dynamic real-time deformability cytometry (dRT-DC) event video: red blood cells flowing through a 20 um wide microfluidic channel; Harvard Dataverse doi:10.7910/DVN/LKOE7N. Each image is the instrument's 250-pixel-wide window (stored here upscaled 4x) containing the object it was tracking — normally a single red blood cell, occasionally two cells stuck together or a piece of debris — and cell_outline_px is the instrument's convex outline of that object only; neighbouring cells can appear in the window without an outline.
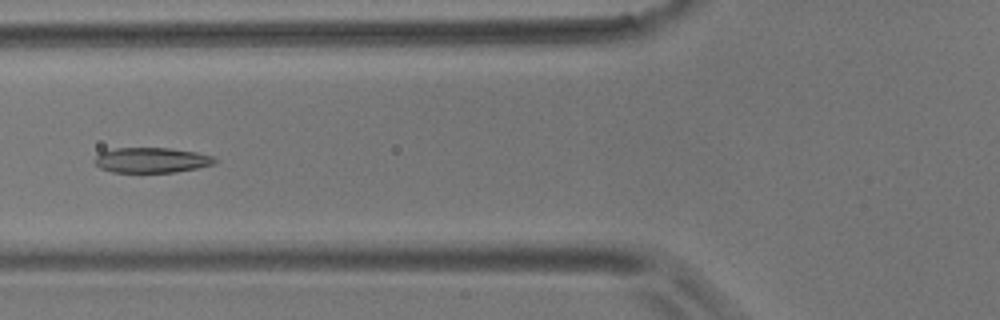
{"species": "common noctule bat (a hibernating species)", "species_latin": "Nyctalus noctula", "temperature_condition": "room temperature", "stored_images_in_passage": 7, "camera_frame_rate_fps": 3000, "um_per_image_px": 0.085, "animal": {"sex": "male", "body_mass_g": 17.9}, "frame": {"image": 1, "passage_image": 7, "time_ms": 7.0, "image_size_px": [1000, 320], "cell_outline_px": [[216, 160], [212, 164], [196, 168], [176, 172], [112, 172], [100, 168], [92, 160], [100, 152], [116, 148], [168, 148], [196, 152], [212, 156]], "centroid_in_image_um": [12.82, 13.61], "position_along_channel_um": 113.0, "area_um2": 17.51}}